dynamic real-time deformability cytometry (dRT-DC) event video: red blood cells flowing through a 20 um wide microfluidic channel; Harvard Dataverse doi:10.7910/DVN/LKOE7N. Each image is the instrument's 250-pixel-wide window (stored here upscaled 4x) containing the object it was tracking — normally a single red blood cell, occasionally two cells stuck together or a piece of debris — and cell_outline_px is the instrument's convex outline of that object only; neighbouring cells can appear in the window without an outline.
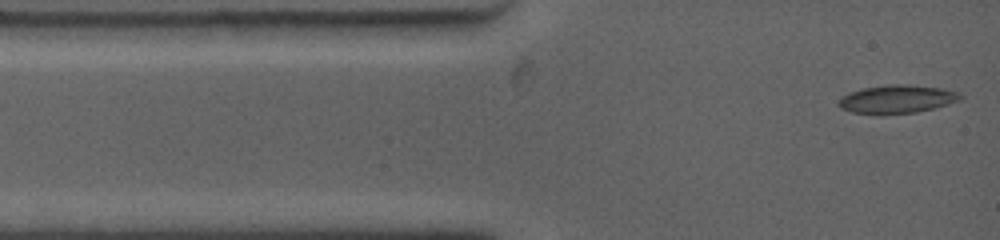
{"species": "common noctule bat (a hibernating species)", "species_latin": "Nyctalus noctula", "temperature_condition": "warm", "stored_images_in_passage": 41, "camera_frame_rate_fps": 4500, "um_per_image_px": 0.085, "animal": {"sex": "female", "body_mass_g": 19.0, "forearm_length_mm": 53.3}, "frame": {"image": 1, "passage_image": 1, "time_ms": 0.0, "image_size_px": [1000, 240], "cell_outline_px": [[964, 96], [960, 100], [948, 104], [916, 112], [852, 112], [840, 108], [836, 104], [836, 100], [848, 92], [864, 88], [892, 84], [904, 84], [940, 88], [960, 92]], "centroid_in_image_um": [76.24, 8.39], "position_along_channel_um": 8.8, "area_um2": 19.54}}
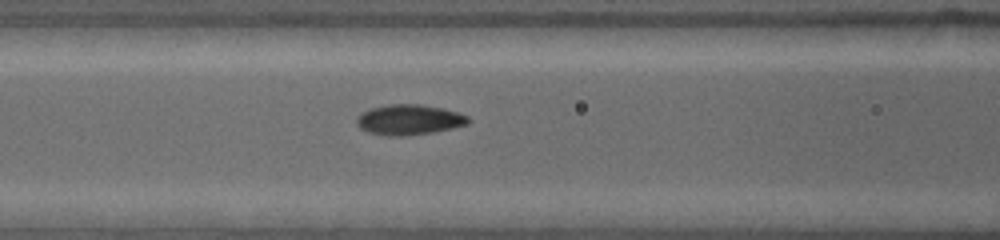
{"frame": {"image": 2, "passage_image": 20, "time_ms": 4.222, "image_size_px": [1000, 240], "cell_outline_px": [[472, 120], [468, 124], [452, 128], [432, 132], [404, 136], [388, 136], [368, 132], [360, 128], [356, 124], [356, 116], [368, 108], [388, 104], [420, 104], [444, 108], [468, 116]], "centroid_in_image_um": [34.75, 10.17], "position_along_channel_um": 131.9, "area_um2": 19.94}}
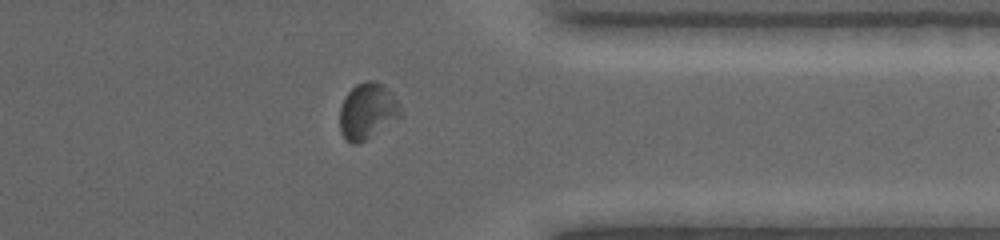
{"frame": {"image": 3, "passage_image": 40, "time_ms": 10.889, "image_size_px": [1000, 240], "cell_outline_px": [[404, 116], [400, 120], [364, 140], [356, 144], [352, 144], [340, 132], [340, 108], [344, 96], [356, 84], [368, 80], [376, 80], [384, 84], [388, 88], [400, 104], [404, 112]], "centroid_in_image_um": [31.3, 9.43], "position_along_channel_um": 380.1, "area_um2": 20.4}}